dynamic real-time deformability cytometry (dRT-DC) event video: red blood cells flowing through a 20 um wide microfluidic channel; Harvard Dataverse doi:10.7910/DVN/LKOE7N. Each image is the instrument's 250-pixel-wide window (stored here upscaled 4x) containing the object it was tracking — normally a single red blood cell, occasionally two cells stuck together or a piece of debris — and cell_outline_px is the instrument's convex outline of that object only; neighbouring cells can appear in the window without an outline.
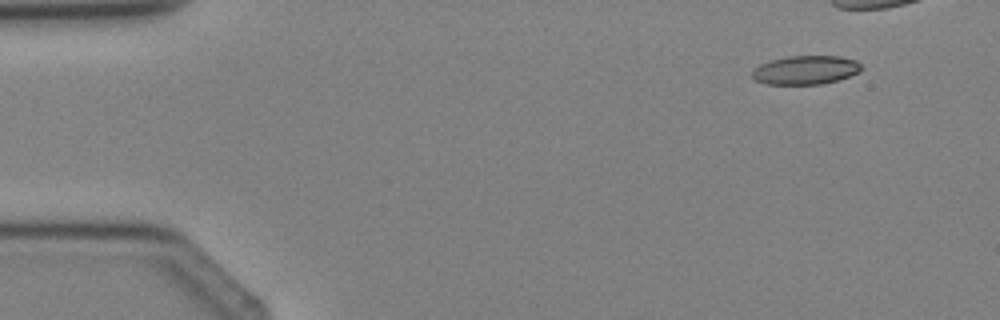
{"species": "Egyptian fruit bat (a non-hibernating species)", "species_latin": "Rousettus aegyptiacus", "temperature_condition": "cold", "stored_images_in_passage": 3, "camera_frame_rate_fps": 3000, "um_per_image_px": 0.085, "animal": {"sex": "female"}, "frame": {"image": 1, "passage_image": 1, "time_ms": 0.0, "image_size_px": [1000, 320], "cell_outline_px": [[860, 72], [840, 80], [820, 84], [764, 84], [756, 80], [752, 76], [752, 72], [760, 64], [772, 60], [788, 56], [840, 56], [856, 60], [860, 64]], "centroid_in_image_um": [68.5, 5.95], "position_along_channel_um": 16.5, "area_um2": 18.26}}